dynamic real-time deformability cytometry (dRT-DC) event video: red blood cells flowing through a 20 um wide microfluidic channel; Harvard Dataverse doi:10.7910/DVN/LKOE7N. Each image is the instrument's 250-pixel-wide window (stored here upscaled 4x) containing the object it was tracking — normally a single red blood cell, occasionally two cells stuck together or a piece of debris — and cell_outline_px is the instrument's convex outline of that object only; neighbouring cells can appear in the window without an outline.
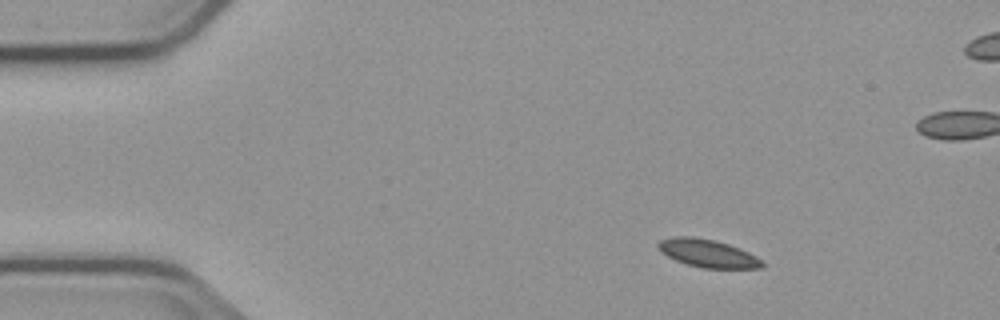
{"species": "common noctule bat (a hibernating species)", "species_latin": "Nyctalus noctula", "temperature_condition": "cold", "stored_images_in_passage": 6, "camera_frame_rate_fps": 3000, "um_per_image_px": 0.085, "animal": {"sex": "male", "body_mass_g": 23.1, "forearm_length_mm": 52.7}, "frame": {"image": 1, "passage_image": 3, "time_ms": 2.333, "image_size_px": [1000, 320], "cell_outline_px": [[764, 268], [704, 268], [688, 264], [676, 260], [660, 252], [656, 248], [656, 244], [660, 240], [676, 236], [692, 236], [712, 240], [728, 244], [740, 248], [748, 252], [760, 260], [764, 264]], "centroid_in_image_um": [60.11, 21.52], "position_along_channel_um": 24.9, "area_um2": 16.76}}